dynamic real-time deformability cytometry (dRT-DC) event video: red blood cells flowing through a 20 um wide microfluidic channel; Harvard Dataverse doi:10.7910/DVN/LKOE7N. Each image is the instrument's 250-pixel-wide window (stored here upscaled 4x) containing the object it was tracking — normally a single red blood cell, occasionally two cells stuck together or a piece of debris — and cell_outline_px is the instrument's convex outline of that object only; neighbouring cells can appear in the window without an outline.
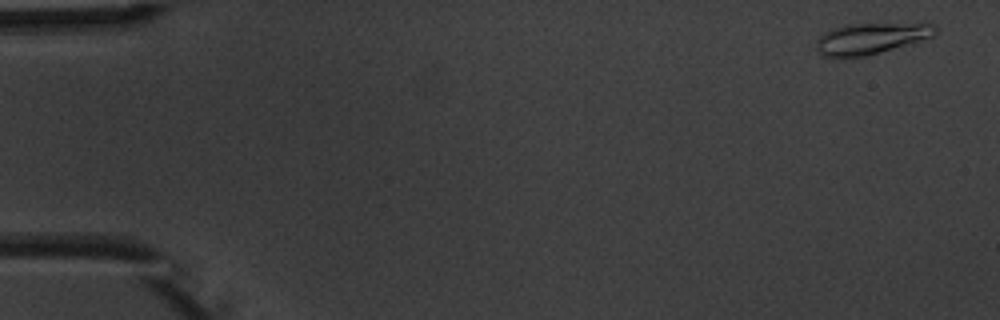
{"species": "common noctule bat (a hibernating species)", "species_latin": "Nyctalus noctula", "temperature_condition": "warm", "stored_images_in_passage": 2, "camera_frame_rate_fps": 3000, "um_per_image_px": 0.085, "animal": {"sex": "male", "body_mass_g": 20.1, "forearm_length_mm": 53.5}, "frame": {"image": 1, "passage_image": 2, "time_ms": 2.0, "image_size_px": [1000, 320], "cell_outline_px": [[936, 32], [932, 36], [920, 40], [880, 52], [864, 56], [824, 56], [816, 48], [816, 40], [824, 32], [832, 28], [844, 24], [936, 24]], "centroid_in_image_um": [73.97, 3.25], "position_along_channel_um": 11.0, "area_um2": 20.98}}